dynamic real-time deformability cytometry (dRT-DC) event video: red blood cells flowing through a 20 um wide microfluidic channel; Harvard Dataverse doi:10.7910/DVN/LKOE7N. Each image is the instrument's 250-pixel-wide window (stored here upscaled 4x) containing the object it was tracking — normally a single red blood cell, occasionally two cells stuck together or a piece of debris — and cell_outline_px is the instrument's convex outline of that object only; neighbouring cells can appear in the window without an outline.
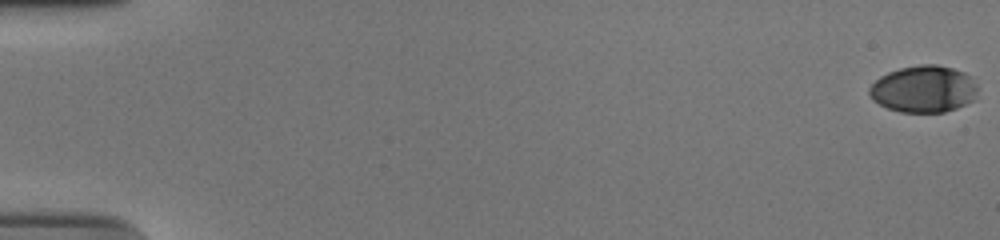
{"species": "human", "species_latin": "Homo sapiens", "temperature_condition": "cold", "stored_images_in_passage": 57, "camera_frame_rate_fps": 3000, "um_per_image_px": 0.085, "donor": {"sex": "male"}, "frame": {"image": 1, "passage_image": 1, "time_ms": 0.0, "image_size_px": [1000, 240], "cell_outline_px": [[976, 100], [956, 108], [944, 112], [900, 112], [888, 108], [872, 100], [868, 92], [868, 88], [880, 76], [888, 72], [900, 68], [920, 64], [936, 64], [952, 68], [964, 72], [972, 76], [976, 84]], "centroid_in_image_um": [78.52, 7.56], "position_along_channel_um": 6.5, "area_um2": 29.82}}
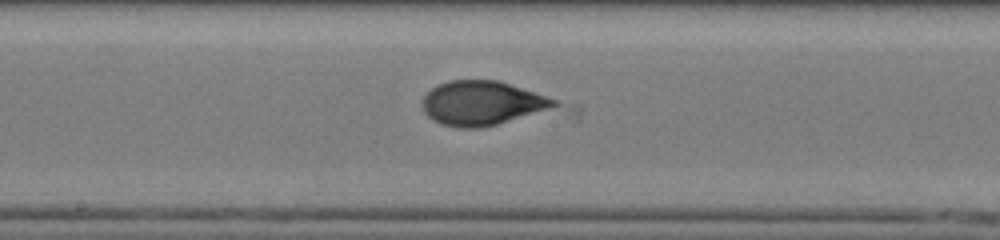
{"frame": {"image": 2, "passage_image": 32, "time_ms": 10.333, "image_size_px": [1000, 240], "cell_outline_px": [[560, 104], [548, 108], [496, 124], [480, 128], [456, 128], [440, 124], [432, 120], [424, 112], [420, 104], [420, 100], [436, 84], [448, 80], [500, 80], [556, 100]], "centroid_in_image_um": [40.85, 8.75], "position_along_channel_um": 207.4, "area_um2": 33.81}}
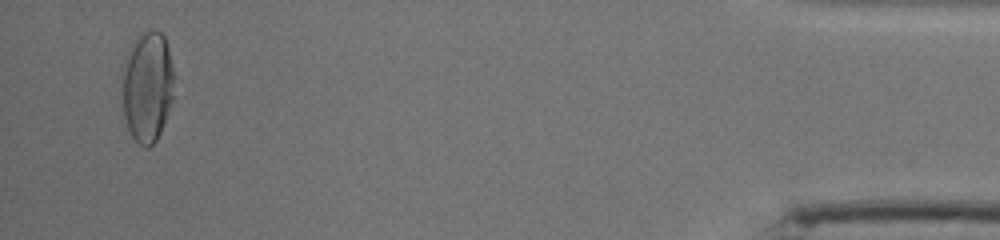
{"frame": {"image": 3, "passage_image": 55, "time_ms": 18.0, "image_size_px": [1000, 240], "cell_outline_px": [[176, 76], [172, 100], [160, 132], [156, 140], [148, 148], [144, 148], [132, 136], [128, 128], [124, 116], [124, 72], [128, 56], [132, 48], [140, 36], [144, 32], [152, 28], [156, 28], [164, 36], [168, 48]], "centroid_in_image_um": [12.6, 7.38], "position_along_channel_um": 422.6, "area_um2": 32.83}, "authors_computed_cell_mechanics": {"area_um2": 32.3102, "velocity_mm_per_s": 3.7487, "shape_relaxation_time_tau1_ms": 4.303, "shape_relaxation_time_tau2_ms": 0.9975, "deformation_change_tau1": 0.1858, "deformation_change_tau2": 0.0523}}